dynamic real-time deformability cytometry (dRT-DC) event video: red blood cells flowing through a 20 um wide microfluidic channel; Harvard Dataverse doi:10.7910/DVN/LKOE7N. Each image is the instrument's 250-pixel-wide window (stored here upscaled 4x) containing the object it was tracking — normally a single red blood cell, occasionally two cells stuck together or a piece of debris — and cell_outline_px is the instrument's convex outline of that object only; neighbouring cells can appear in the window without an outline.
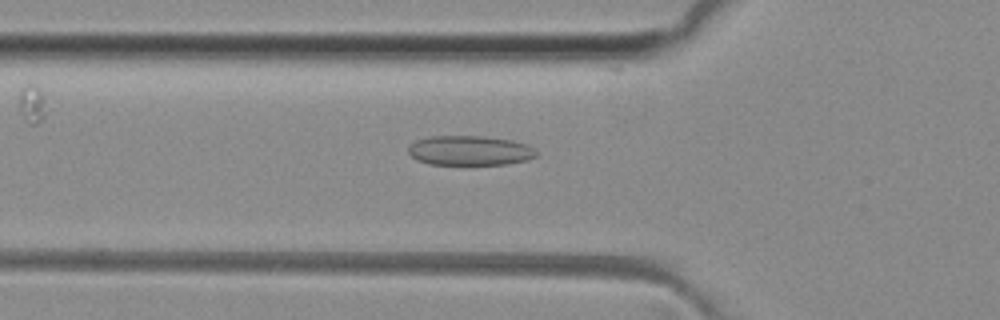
{"species": "common noctule bat (a hibernating species)", "species_latin": "Nyctalus noctula", "temperature_condition": "room temperature", "stored_images_in_passage": 34, "camera_frame_rate_fps": 3000, "um_per_image_px": 0.085, "animal": {"sex": "female", "body_mass_g": 29.2, "forearm_length_mm": 56.3}, "frame": {"image": 1, "passage_image": 5, "time_ms": 1.333, "image_size_px": [1000, 320], "cell_outline_px": [[536, 156], [528, 160], [504, 164], [428, 164], [416, 160], [408, 152], [408, 148], [416, 140], [428, 136], [484, 136], [512, 140], [524, 144], [532, 148], [536, 152]], "centroid_in_image_um": [39.9, 12.79], "position_along_channel_um": 85.9, "area_um2": 22.02}}
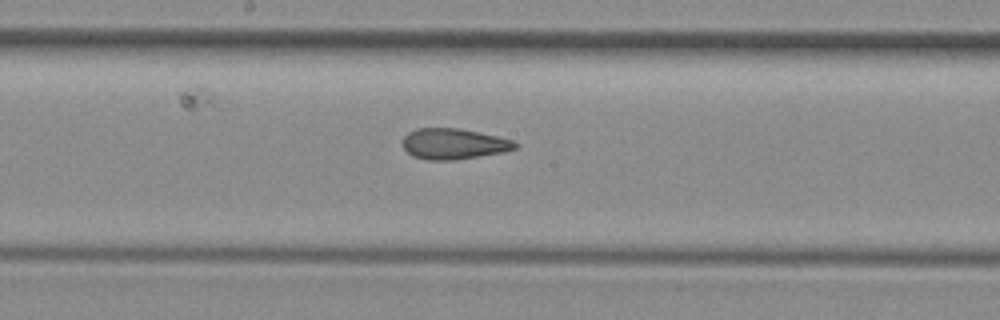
{"frame": {"image": 2, "passage_image": 14, "time_ms": 4.333, "image_size_px": [1000, 320], "cell_outline_px": [[516, 148], [504, 152], [456, 160], [428, 160], [412, 156], [404, 148], [404, 136], [408, 132], [416, 128], [460, 128], [496, 136], [512, 140], [516, 144]], "centroid_in_image_um": [38.54, 12.23], "position_along_channel_um": 209.7, "area_um2": 20.06}}
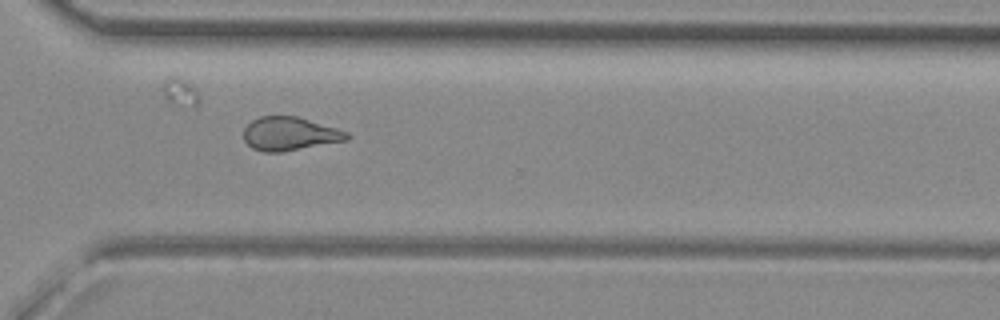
{"frame": {"image": 3, "passage_image": 24, "time_ms": 7.667, "image_size_px": [1000, 320], "cell_outline_px": [[352, 136], [348, 140], [280, 152], [264, 152], [252, 148], [244, 140], [244, 128], [252, 120], [260, 116], [296, 116], [336, 128], [348, 132]], "centroid_in_image_um": [24.63, 11.37], "position_along_channel_um": 346.0, "area_um2": 20.06}, "authors_computed_cell_mechanics": {"area_um2": 20.4034, "velocity_mm_per_s": 4.1076, "shape_relaxation_time_tau1_ms": null, "shape_relaxation_time_tau2_ms": 2.0114, "deformation_change_tau1": null, "deformation_change_tau2": 0.106}}